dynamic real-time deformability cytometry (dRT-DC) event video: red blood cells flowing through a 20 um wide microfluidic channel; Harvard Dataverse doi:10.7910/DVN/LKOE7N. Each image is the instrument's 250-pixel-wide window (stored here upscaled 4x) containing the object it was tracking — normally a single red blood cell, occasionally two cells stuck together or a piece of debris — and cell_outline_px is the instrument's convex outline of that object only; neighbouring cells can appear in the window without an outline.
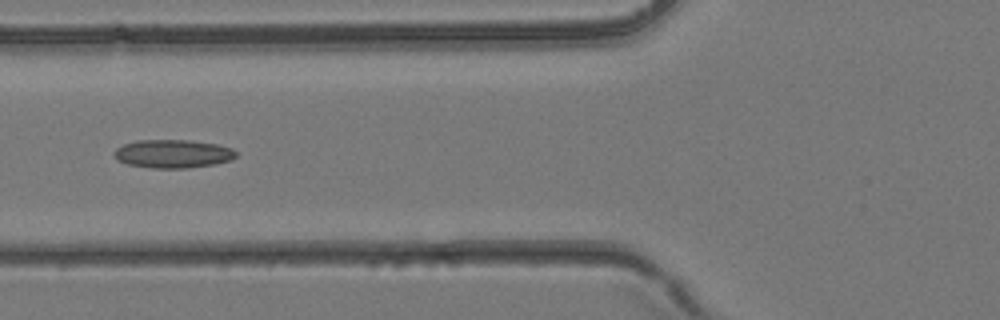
{"species": "common noctule bat (a hibernating species)", "species_latin": "Nyctalus noctula", "temperature_condition": "room temperature", "stored_images_in_passage": 40, "camera_frame_rate_fps": 3000, "um_per_image_px": 0.085, "animal": {"sex": "female", "body_mass_g": 24.6, "forearm_length_mm": 56.2}, "frame": {"image": 1, "passage_image": 16, "time_ms": 5.0, "image_size_px": [1000, 320], "cell_outline_px": [[236, 156], [232, 160], [212, 164], [188, 168], [152, 168], [128, 164], [116, 160], [112, 152], [116, 148], [124, 144], [136, 140], [188, 140], [216, 144], [232, 148], [236, 152]], "centroid_in_image_um": [14.66, 13.07], "position_along_channel_um": 111.1, "area_um2": 20.17}}
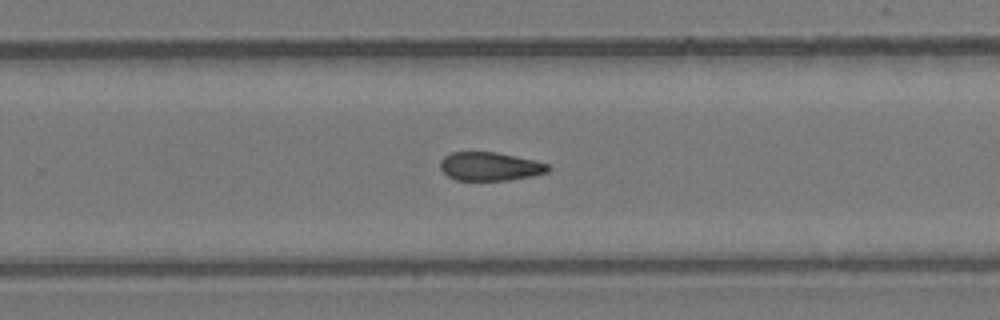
{"frame": {"image": 2, "passage_image": 26, "time_ms": 8.333, "image_size_px": [1000, 320], "cell_outline_px": [[552, 168], [548, 172], [532, 176], [508, 180], [456, 180], [448, 176], [440, 168], [440, 160], [444, 156], [452, 152], [496, 152], [536, 160], [548, 164]], "centroid_in_image_um": [41.67, 14.14], "position_along_channel_um": 288.1, "area_um2": 18.03}}
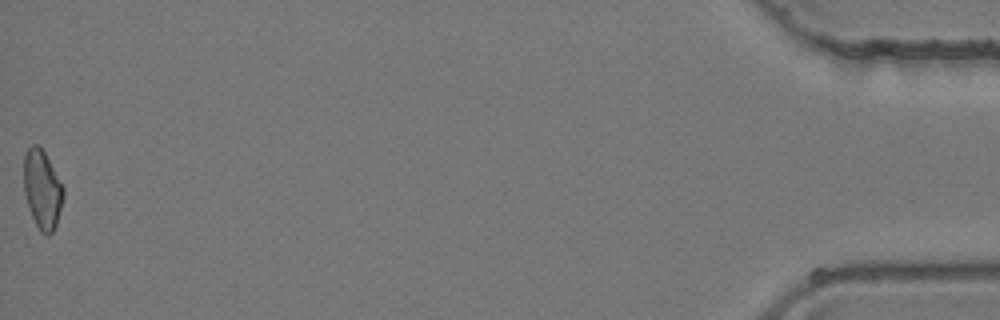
{"frame": {"image": 3, "passage_image": 40, "time_ms": 13.0, "image_size_px": [1000, 320], "cell_outline_px": [[64, 196], [56, 224], [52, 232], [48, 236], [44, 236], [40, 232], [28, 208], [24, 192], [24, 152], [32, 144], [36, 144], [44, 152], [64, 188]], "centroid_in_image_um": [3.58, 16.12], "position_along_channel_um": 431.6, "area_um2": 18.09}}